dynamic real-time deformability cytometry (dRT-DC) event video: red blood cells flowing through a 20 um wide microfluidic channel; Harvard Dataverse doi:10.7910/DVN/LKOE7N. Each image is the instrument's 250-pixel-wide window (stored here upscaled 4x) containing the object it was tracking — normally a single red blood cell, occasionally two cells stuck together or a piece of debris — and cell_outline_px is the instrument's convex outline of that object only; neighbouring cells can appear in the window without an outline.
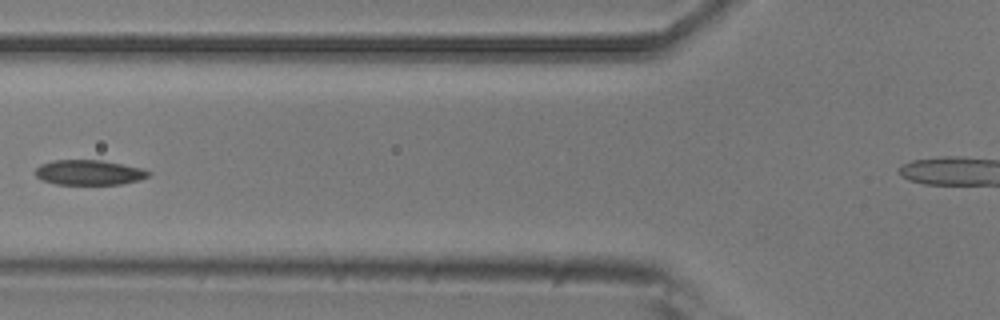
{"species": "common noctule bat (a hibernating species)", "species_latin": "Nyctalus noctula", "temperature_condition": "room temperature", "stored_images_in_passage": 5, "camera_frame_rate_fps": 3000, "um_per_image_px": 0.085, "animal": {"sex": "male", "body_mass_g": 20.5, "forearm_length_mm": 52.5}, "frame": {"image": 1, "passage_image": 4, "time_ms": 1.0, "image_size_px": [1000, 320], "cell_outline_px": [[152, 172], [148, 176], [136, 180], [120, 184], [56, 184], [40, 180], [36, 176], [36, 168], [40, 164], [52, 160], [100, 160], [144, 168]], "centroid_in_image_um": [7.54, 14.65], "position_along_channel_um": 118.3, "area_um2": 16.47}}
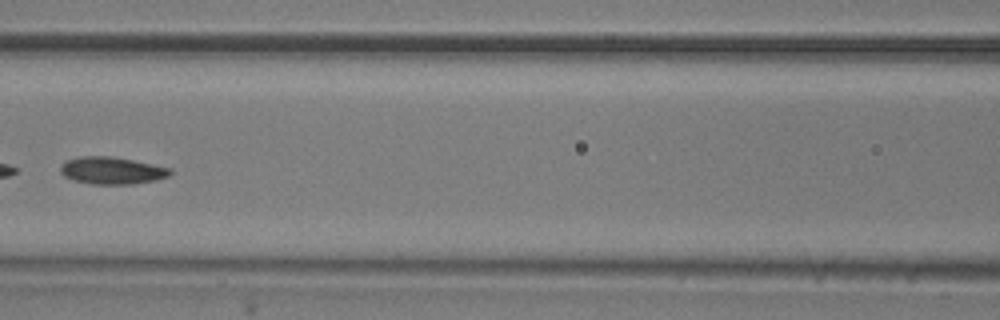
{"frame": {"image": 2, "passage_image": 5, "time_ms": 1.333, "image_size_px": [1000, 320], "cell_outline_px": [[172, 172], [168, 176], [156, 180], [132, 184], [92, 184], [72, 180], [64, 176], [60, 172], [60, 164], [64, 160], [80, 156], [112, 156], [172, 168]], "centroid_in_image_um": [9.47, 14.49], "position_along_channel_um": 157.1, "area_um2": 17.57}}